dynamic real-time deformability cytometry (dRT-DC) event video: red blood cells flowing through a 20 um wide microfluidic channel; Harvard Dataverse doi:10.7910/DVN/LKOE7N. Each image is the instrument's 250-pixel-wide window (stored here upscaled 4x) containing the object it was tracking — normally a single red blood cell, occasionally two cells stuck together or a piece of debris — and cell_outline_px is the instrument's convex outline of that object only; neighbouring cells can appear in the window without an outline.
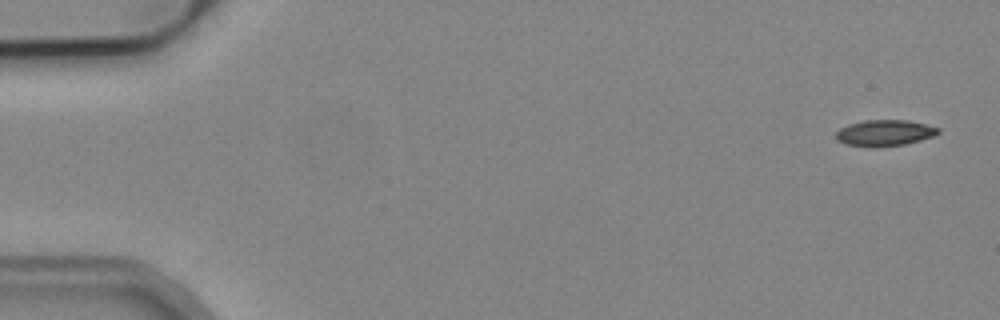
{"species": "common noctule bat (a hibernating species)", "species_latin": "Nyctalus noctula", "temperature_condition": "cold", "stored_images_in_passage": 5, "camera_frame_rate_fps": 3000, "um_per_image_px": 0.085, "animal": {"sex": "male", "body_mass_g": 19.2, "forearm_length_mm": 51.8}, "frame": {"image": 1, "passage_image": 1, "time_ms": 0.0, "image_size_px": [1000, 320], "cell_outline_px": [[940, 132], [932, 136], [920, 140], [904, 144], [868, 148], [844, 144], [836, 140], [836, 132], [840, 128], [848, 124], [864, 120], [908, 120], [940, 128]], "centroid_in_image_um": [75.14, 11.3], "position_along_channel_um": 9.9, "area_um2": 15.66}}
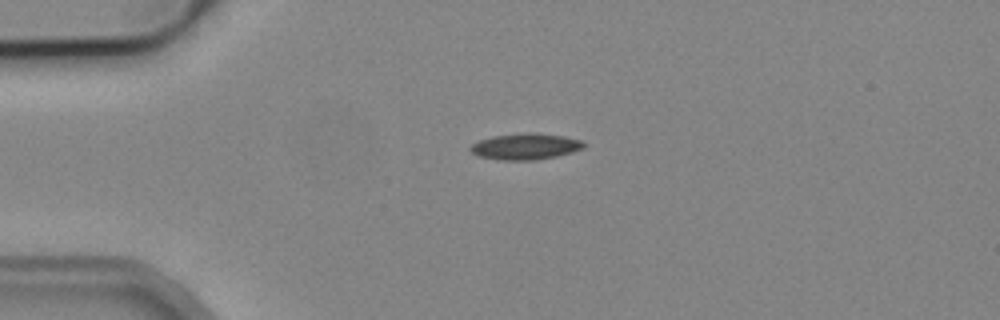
{"frame": {"image": 2, "passage_image": 4, "time_ms": 3.667, "image_size_px": [1000, 320], "cell_outline_px": [[584, 148], [572, 152], [556, 156], [536, 160], [504, 160], [480, 156], [472, 152], [468, 148], [472, 144], [480, 140], [492, 136], [564, 136], [580, 140], [584, 144]], "centroid_in_image_um": [44.65, 12.51], "position_along_channel_um": 40.4, "area_um2": 16.07}}